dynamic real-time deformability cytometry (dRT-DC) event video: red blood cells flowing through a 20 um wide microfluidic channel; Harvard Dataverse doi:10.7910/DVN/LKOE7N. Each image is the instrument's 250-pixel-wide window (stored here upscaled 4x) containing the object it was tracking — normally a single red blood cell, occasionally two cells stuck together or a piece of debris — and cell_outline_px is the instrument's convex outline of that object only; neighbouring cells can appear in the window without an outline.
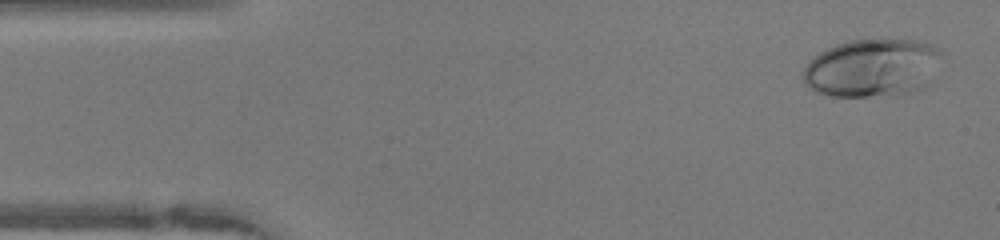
{"species": "human", "species_latin": "Homo sapiens", "temperature_condition": "warm", "stored_images_in_passage": 48, "camera_frame_rate_fps": 3000, "um_per_image_px": 0.085, "donor": {"sex": "female"}, "frame": {"image": 1, "passage_image": 2, "time_ms": 0.333, "image_size_px": [1000, 240], "cell_outline_px": [[940, 52], [928, 84], [920, 88], [896, 96], [832, 96], [816, 92], [804, 84], [804, 68], [820, 52], [828, 48], [852, 40], [912, 40], [928, 44], [936, 48]], "centroid_in_image_um": [74.09, 5.8], "position_along_channel_um": 10.9, "area_um2": 45.95}}
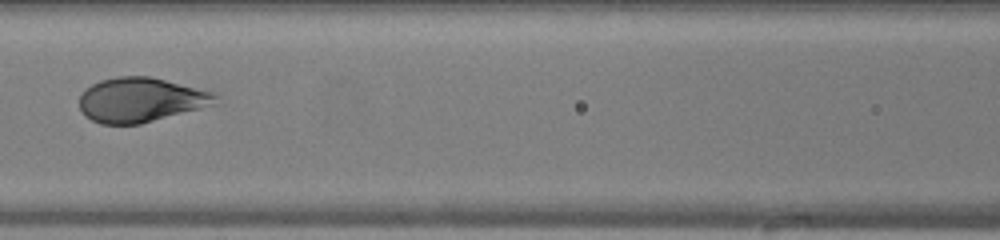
{"frame": {"image": 2, "passage_image": 20, "time_ms": 6.333, "image_size_px": [1000, 240], "cell_outline_px": [[220, 104], [140, 124], [100, 124], [84, 116], [80, 108], [80, 96], [92, 84], [100, 80], [120, 76], [148, 76], [212, 92], [220, 96]], "centroid_in_image_um": [12.01, 8.51], "position_along_channel_um": 154.6, "area_um2": 35.37}}
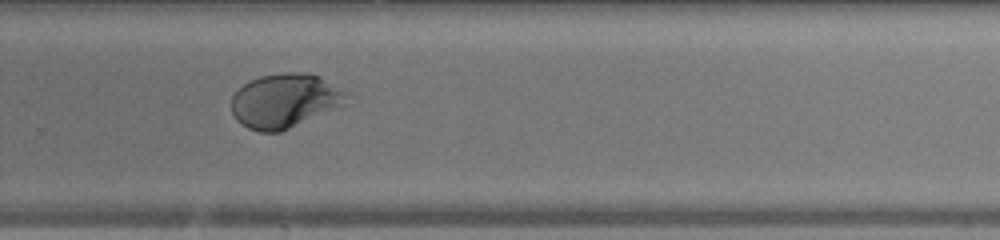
{"frame": {"image": 3, "passage_image": 31, "time_ms": 10.0, "image_size_px": [1000, 240], "cell_outline_px": [[348, 104], [280, 132], [260, 132], [248, 128], [236, 120], [232, 112], [232, 96], [244, 84], [260, 76], [284, 72], [308, 72], [320, 76], [348, 92]], "centroid_in_image_um": [24.26, 8.56], "position_along_channel_um": 305.5, "area_um2": 36.65}, "authors_computed_cell_mechanics": {"area_um2": 36.5874, "velocity_mm_per_s": 4.1463, "shape_relaxation_time_tau1_ms": 6.1726, "shape_relaxation_time_tau2_ms": null, "deformation_change_tau1": 0.29, "deformation_change_tau2": null}}